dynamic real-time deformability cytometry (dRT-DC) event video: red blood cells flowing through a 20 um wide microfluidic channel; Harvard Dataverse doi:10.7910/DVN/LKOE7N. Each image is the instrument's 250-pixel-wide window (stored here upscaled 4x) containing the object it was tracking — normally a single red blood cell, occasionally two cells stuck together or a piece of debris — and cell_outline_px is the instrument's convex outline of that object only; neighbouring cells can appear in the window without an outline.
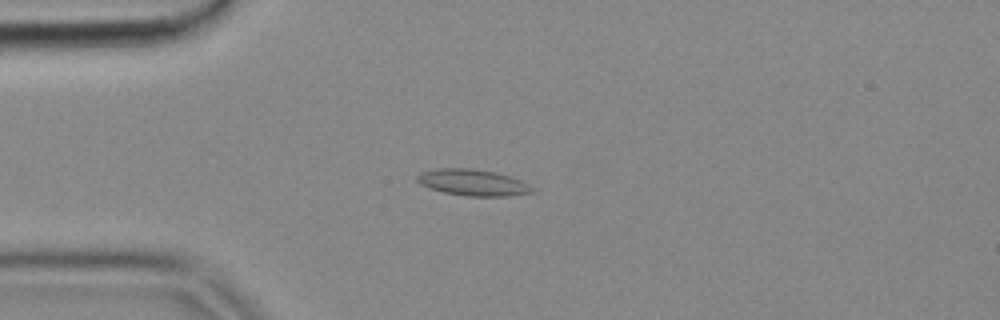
{"species": "common noctule bat (a hibernating species)", "species_latin": "Nyctalus noctula", "temperature_condition": "cold", "stored_images_in_passage": 7, "camera_frame_rate_fps": 3000, "um_per_image_px": 0.085, "animal": {"sex": "female", "body_mass_g": 18.4}, "frame": {"image": 1, "passage_image": 3, "time_ms": 0.667, "image_size_px": [1000, 320], "cell_outline_px": [[536, 192], [508, 196], [464, 196], [444, 192], [428, 188], [420, 184], [416, 180], [416, 176], [420, 172], [440, 168], [476, 168], [496, 172], [520, 180], [536, 188]], "centroid_in_image_um": [40.2, 15.51], "position_along_channel_um": 44.8, "area_um2": 17.92}}
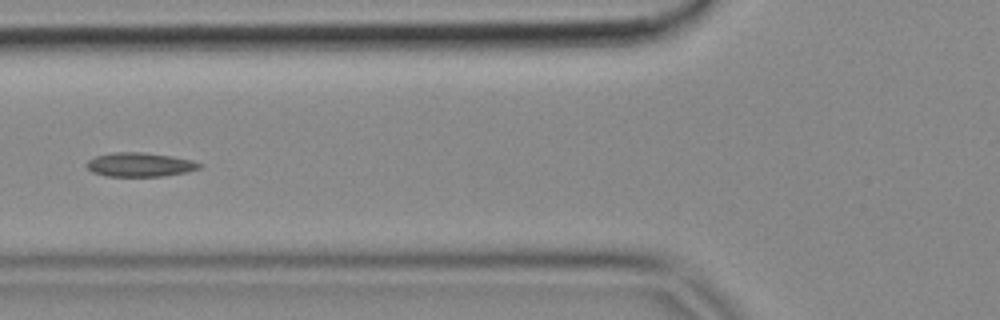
{"frame": {"image": 2, "passage_image": 5, "time_ms": 1.333, "image_size_px": [1000, 320], "cell_outline_px": [[204, 164], [200, 168], [188, 172], [164, 176], [108, 176], [92, 172], [84, 164], [88, 160], [96, 156], [112, 152], [144, 152], [172, 156], [192, 160]], "centroid_in_image_um": [11.91, 13.99], "position_along_channel_um": 113.9, "area_um2": 15.95}}